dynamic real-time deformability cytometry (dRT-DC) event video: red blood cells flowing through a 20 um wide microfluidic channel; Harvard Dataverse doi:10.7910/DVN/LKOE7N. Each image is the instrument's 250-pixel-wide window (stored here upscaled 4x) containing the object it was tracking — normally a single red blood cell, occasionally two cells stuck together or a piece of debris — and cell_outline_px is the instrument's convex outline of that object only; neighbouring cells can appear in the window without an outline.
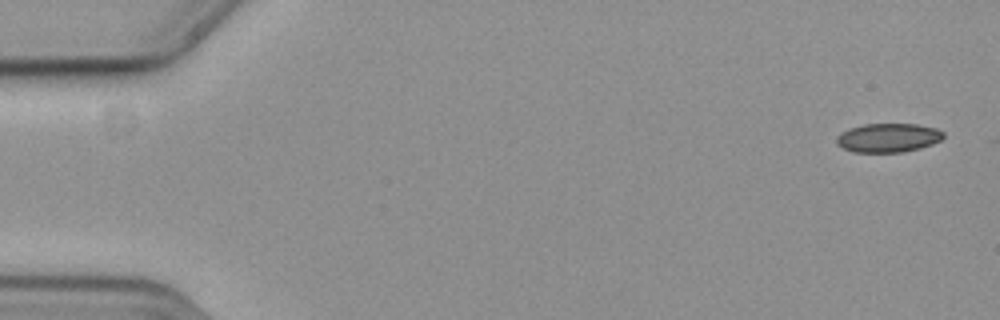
{"species": "common noctule bat (a hibernating species)", "species_latin": "Nyctalus noctula", "temperature_condition": "cold", "stored_images_in_passage": 45, "camera_frame_rate_fps": 3000, "um_per_image_px": 0.085, "animal": {"sex": "female", "body_mass_g": 19.3, "forearm_length_mm": 54.1}, "frame": {"image": 1, "passage_image": 1, "time_ms": 0.0, "image_size_px": [1000, 320], "cell_outline_px": [[944, 136], [940, 140], [932, 144], [920, 148], [904, 152], [852, 152], [836, 144], [836, 136], [840, 132], [848, 128], [864, 124], [916, 124], [936, 128], [944, 132]], "centroid_in_image_um": [75.47, 11.71], "position_along_channel_um": 9.5, "area_um2": 18.15}}
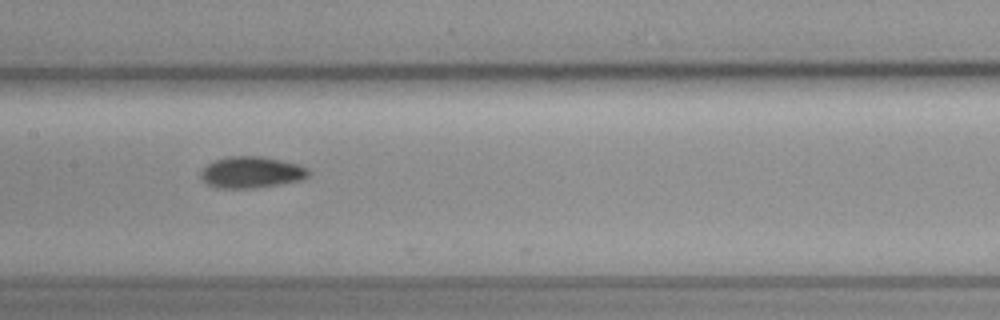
{"frame": {"image": 2, "passage_image": 27, "time_ms": 8.667, "image_size_px": [1000, 320], "cell_outline_px": [[308, 176], [300, 180], [252, 188], [216, 188], [200, 180], [200, 172], [208, 164], [216, 160], [228, 156], [264, 156], [300, 164], [308, 168]], "centroid_in_image_um": [21.34, 14.63], "position_along_channel_um": 186.1, "area_um2": 19.71}}
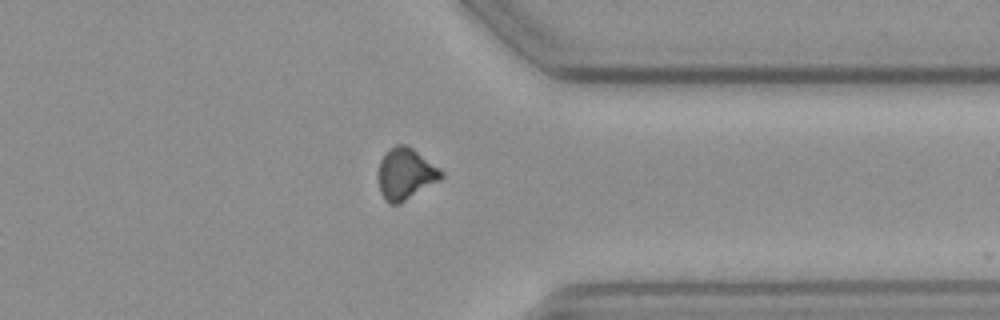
{"frame": {"image": 3, "passage_image": 43, "time_ms": 14.0, "image_size_px": [1000, 320], "cell_outline_px": [[444, 176], [440, 180], [400, 204], [388, 204], [384, 200], [380, 192], [376, 176], [376, 172], [380, 160], [384, 152], [388, 148], [396, 144], [404, 144], [412, 148], [440, 168], [444, 172]], "centroid_in_image_um": [34.42, 14.78], "position_along_channel_um": 377.0, "area_um2": 19.42}}